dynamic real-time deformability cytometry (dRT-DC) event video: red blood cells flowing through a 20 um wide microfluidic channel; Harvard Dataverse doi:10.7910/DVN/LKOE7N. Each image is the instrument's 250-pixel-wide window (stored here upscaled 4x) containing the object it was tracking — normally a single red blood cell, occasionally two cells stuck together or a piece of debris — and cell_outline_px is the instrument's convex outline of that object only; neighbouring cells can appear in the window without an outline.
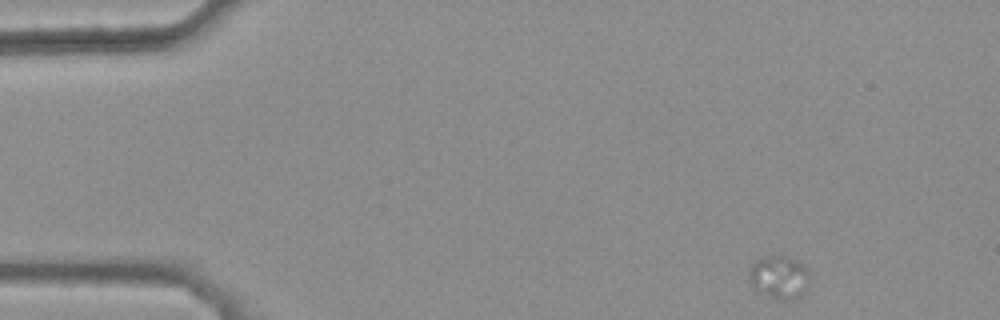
{"species": "common noctule bat (a hibernating species)", "species_latin": "Nyctalus noctula", "temperature_condition": "warm", "stored_images_in_passage": 15, "camera_frame_rate_fps": 3000, "um_per_image_px": 0.085, "animal": {"sex": "female", "body_mass_g": 25.1}, "frame": {"image": 1, "passage_image": 1, "time_ms": 0.0, "image_size_px": [1000, 320], "cell_outline_px": [[808, 276], [800, 296], [788, 300], [780, 300], [768, 296], [756, 288], [748, 280], [748, 276], [752, 264], [756, 260], [764, 256], [776, 252], [788, 256], [796, 260], [808, 272]], "centroid_in_image_um": [66.16, 23.5], "position_along_channel_um": 18.8, "area_um2": 14.97}}
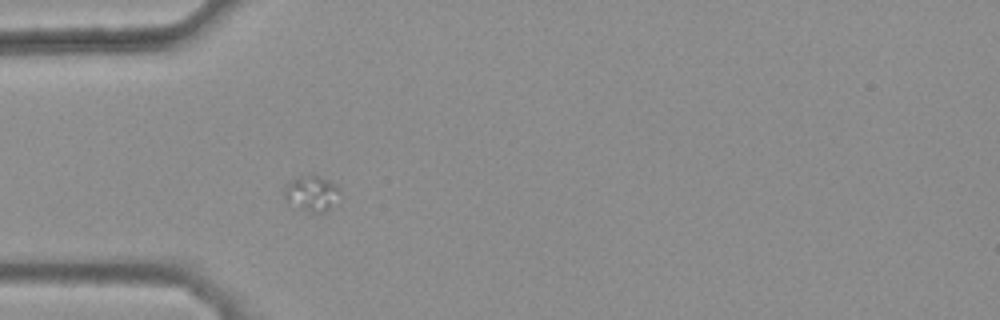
{"frame": {"image": 2, "passage_image": 11, "time_ms": 3.333, "image_size_px": [1000, 320], "cell_outline_px": [[340, 192], [328, 212], [312, 212], [300, 208], [288, 200], [284, 196], [284, 184], [300, 176], [312, 172], [336, 184]], "centroid_in_image_um": [26.5, 16.39], "position_along_channel_um": 58.5, "area_um2": 11.44}}